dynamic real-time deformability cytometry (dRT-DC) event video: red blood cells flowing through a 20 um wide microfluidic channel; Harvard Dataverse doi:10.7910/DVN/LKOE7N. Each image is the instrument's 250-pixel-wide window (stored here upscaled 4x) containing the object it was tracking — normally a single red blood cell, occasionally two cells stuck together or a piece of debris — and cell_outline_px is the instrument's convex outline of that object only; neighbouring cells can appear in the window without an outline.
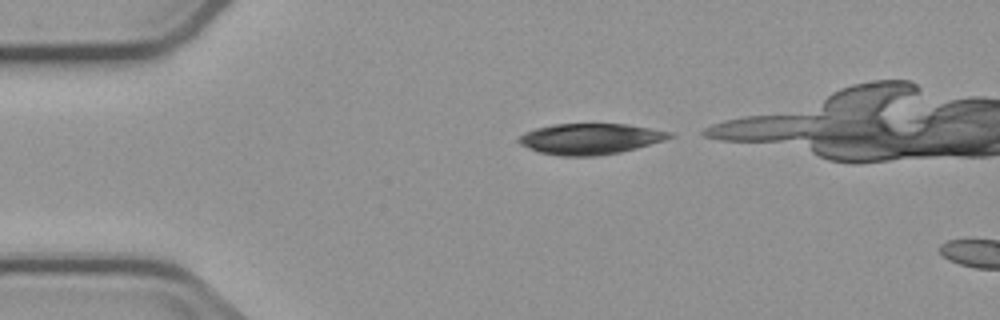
{"species": "common noctule bat (a hibernating species)", "species_latin": "Nyctalus noctula", "temperature_condition": "cold", "stored_images_in_passage": 2, "camera_frame_rate_fps": 3000, "um_per_image_px": 0.085, "animal": {"sex": "male", "body_mass_g": 23.1, "forearm_length_mm": 52.7}, "frame": {"image": 1, "passage_image": 1, "time_ms": 0.0, "image_size_px": [1000, 320], "cell_outline_px": [[676, 136], [664, 140], [636, 148], [620, 152], [596, 156], [560, 156], [540, 152], [528, 148], [520, 144], [516, 140], [524, 132], [536, 128], [552, 124], [628, 124], [672, 132]], "centroid_in_image_um": [50.16, 11.8], "position_along_channel_um": 34.8, "area_um2": 27.17}}